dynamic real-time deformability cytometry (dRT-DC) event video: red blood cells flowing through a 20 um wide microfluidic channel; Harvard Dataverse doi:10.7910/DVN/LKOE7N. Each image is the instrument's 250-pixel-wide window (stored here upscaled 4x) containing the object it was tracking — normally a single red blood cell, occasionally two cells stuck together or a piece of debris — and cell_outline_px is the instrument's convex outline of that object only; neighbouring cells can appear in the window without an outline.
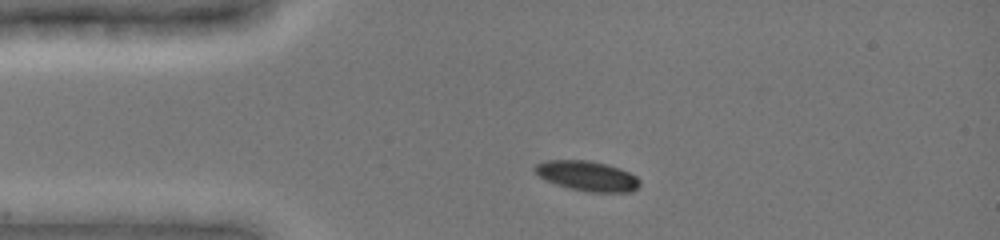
{"species": "common noctule bat (a hibernating species)", "species_latin": "Nyctalus noctula", "temperature_condition": "cold", "stored_images_in_passage": 11, "camera_frame_rate_fps": 3000, "um_per_image_px": 0.085, "animal": {"sex": "female", "body_mass_g": 19.0, "forearm_length_mm": 51.5}, "frame": {"image": 1, "passage_image": 1, "time_ms": 0.0, "image_size_px": [1000, 240], "cell_outline_px": [[640, 184], [632, 192], [588, 192], [568, 188], [544, 180], [532, 168], [536, 164], [544, 160], [588, 160], [620, 168], [636, 176], [640, 180]], "centroid_in_image_um": [49.89, 14.96], "position_along_channel_um": 35.1, "area_um2": 18.38}}
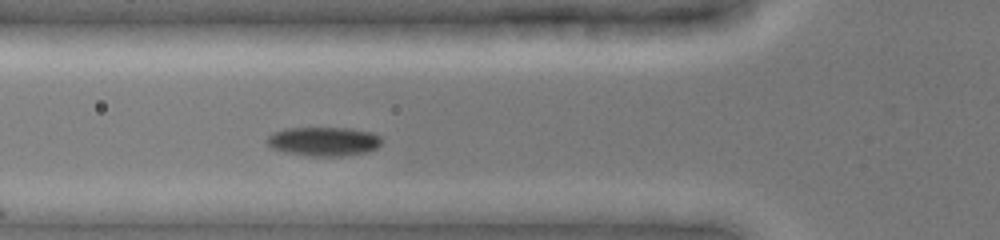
{"frame": {"image": 2, "passage_image": 5, "time_ms": 2.333, "image_size_px": [1000, 240], "cell_outline_px": [[380, 144], [376, 148], [368, 152], [340, 156], [308, 156], [284, 152], [272, 148], [264, 140], [272, 132], [284, 128], [352, 128], [372, 132], [380, 136]], "centroid_in_image_um": [27.48, 12.01], "position_along_channel_um": 98.3, "area_um2": 19.59}}